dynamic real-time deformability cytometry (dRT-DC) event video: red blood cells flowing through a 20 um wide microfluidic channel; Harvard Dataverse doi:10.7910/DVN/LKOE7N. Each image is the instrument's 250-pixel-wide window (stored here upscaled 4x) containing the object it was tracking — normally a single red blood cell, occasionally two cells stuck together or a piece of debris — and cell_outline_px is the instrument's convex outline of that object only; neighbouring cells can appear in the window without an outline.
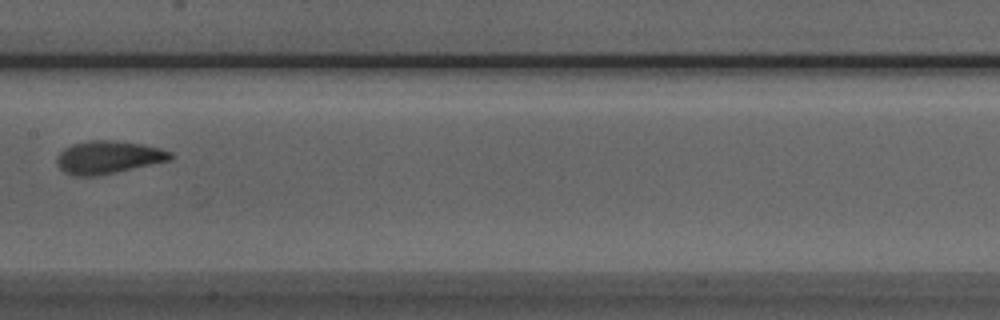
{"species": "Egyptian fruit bat (a non-hibernating species)", "species_latin": "Rousettus aegyptiacus", "temperature_condition": "room temperature", "stored_images_in_passage": 8, "camera_frame_rate_fps": 3000, "um_per_image_px": 0.085, "animal": {"sex": "male"}, "frame": {"image": 1, "passage_image": 8, "time_ms": 8.333, "image_size_px": [1000, 320], "cell_outline_px": [[176, 156], [172, 160], [116, 172], [96, 176], [72, 176], [64, 172], [56, 164], [56, 156], [64, 148], [72, 144], [88, 140], [112, 140], [140, 144], [160, 148], [172, 152]], "centroid_in_image_um": [9.2, 13.37], "position_along_channel_um": 198.2, "area_um2": 21.96}}